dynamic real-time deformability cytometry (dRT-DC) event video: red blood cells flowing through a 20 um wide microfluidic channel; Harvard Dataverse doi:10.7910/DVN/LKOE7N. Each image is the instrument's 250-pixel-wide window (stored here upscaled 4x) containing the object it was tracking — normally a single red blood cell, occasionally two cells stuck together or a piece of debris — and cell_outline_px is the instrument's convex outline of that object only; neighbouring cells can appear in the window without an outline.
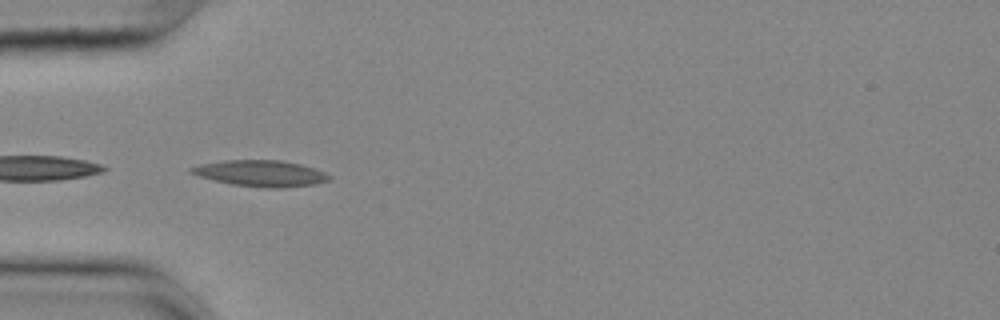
{"species": "common noctule bat (a hibernating species)", "species_latin": "Nyctalus noctula", "temperature_condition": "cold", "stored_images_in_passage": 23, "camera_frame_rate_fps": 3000, "um_per_image_px": 0.085, "animal": {"sex": "female", "body_mass_g": 25.1}, "frame": {"image": 1, "passage_image": 1, "time_ms": 0.0, "image_size_px": [1000, 320], "cell_outline_px": [[332, 180], [316, 184], [284, 188], [264, 188], [232, 184], [212, 180], [188, 172], [188, 168], [200, 164], [224, 160], [280, 160], [300, 164], [324, 172], [332, 176]], "centroid_in_image_um": [22.17, 14.74], "position_along_channel_um": 62.8, "area_um2": 21.21}}